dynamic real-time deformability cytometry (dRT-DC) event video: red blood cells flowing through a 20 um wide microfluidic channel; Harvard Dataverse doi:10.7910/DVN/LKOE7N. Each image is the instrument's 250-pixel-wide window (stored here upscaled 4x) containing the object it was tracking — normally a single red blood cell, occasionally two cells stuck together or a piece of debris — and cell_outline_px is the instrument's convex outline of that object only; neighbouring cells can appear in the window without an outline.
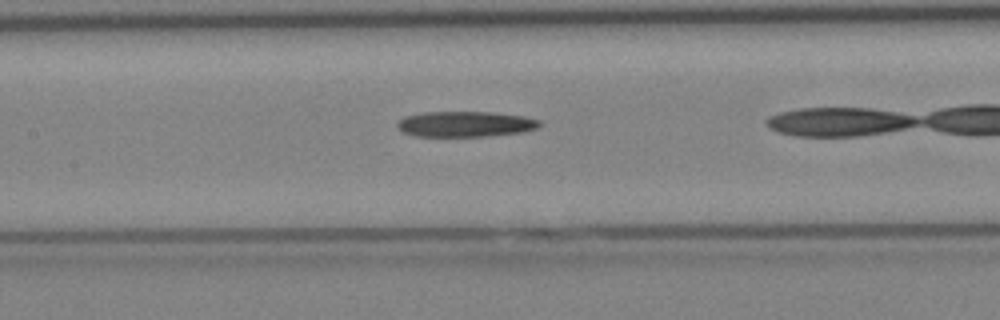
{"species": "Egyptian fruit bat (a non-hibernating species)", "species_latin": "Rousettus aegyptiacus", "temperature_condition": "cold", "stored_images_in_passage": 28, "camera_frame_rate_fps": 3000, "um_per_image_px": 0.085, "animal": {"sex": "female"}, "frame": {"image": 1, "passage_image": 16, "time_ms": 5.0, "image_size_px": [1000, 320], "cell_outline_px": [[540, 124], [536, 128], [524, 132], [488, 136], [416, 136], [404, 132], [396, 124], [404, 116], [424, 112], [492, 112], [524, 116], [540, 120]], "centroid_in_image_um": [39.57, 10.54], "position_along_channel_um": 167.8, "area_um2": 21.1}}